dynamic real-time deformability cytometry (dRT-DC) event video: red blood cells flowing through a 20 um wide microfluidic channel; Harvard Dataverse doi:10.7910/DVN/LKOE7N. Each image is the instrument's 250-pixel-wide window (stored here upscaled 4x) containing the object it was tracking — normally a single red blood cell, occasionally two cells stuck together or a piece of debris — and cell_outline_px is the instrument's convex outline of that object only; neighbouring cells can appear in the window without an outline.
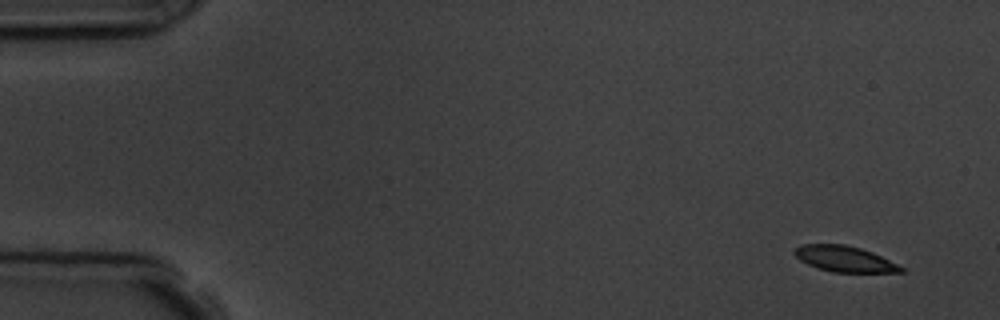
{"species": "common noctule bat (a hibernating species)", "species_latin": "Nyctalus noctula", "temperature_condition": "room temperature", "stored_images_in_passage": 4, "camera_frame_rate_fps": 3000, "um_per_image_px": 0.085, "animal": {"sex": "male", "body_mass_g": 19.5, "forearm_length_mm": 54.6}, "frame": {"image": 1, "passage_image": 1, "time_ms": 0.0, "image_size_px": [1000, 320], "cell_outline_px": [[904, 272], [832, 272], [808, 264], [800, 260], [792, 252], [800, 244], [844, 244], [860, 248], [872, 252], [904, 268]], "centroid_in_image_um": [71.75, 22.0], "position_along_channel_um": 13.2, "area_um2": 15.78}}